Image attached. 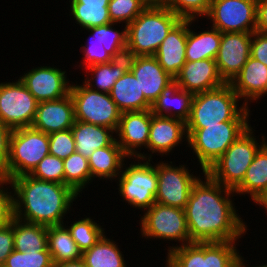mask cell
Listing matches in <instances>:
<instances>
[{
  "mask_svg": "<svg viewBox=\"0 0 267 267\" xmlns=\"http://www.w3.org/2000/svg\"><path fill=\"white\" fill-rule=\"evenodd\" d=\"M193 185L184 207L186 223L193 242L237 241L247 225L237 214L232 197L235 192L214 181L206 172Z\"/></svg>",
  "mask_w": 267,
  "mask_h": 267,
  "instance_id": "cell-1",
  "label": "cell"
},
{
  "mask_svg": "<svg viewBox=\"0 0 267 267\" xmlns=\"http://www.w3.org/2000/svg\"><path fill=\"white\" fill-rule=\"evenodd\" d=\"M14 217L46 227L63 225L73 201L79 196L65 184L42 181L24 174L10 180Z\"/></svg>",
  "mask_w": 267,
  "mask_h": 267,
  "instance_id": "cell-2",
  "label": "cell"
},
{
  "mask_svg": "<svg viewBox=\"0 0 267 267\" xmlns=\"http://www.w3.org/2000/svg\"><path fill=\"white\" fill-rule=\"evenodd\" d=\"M181 19L161 5L147 6L126 26V56H154Z\"/></svg>",
  "mask_w": 267,
  "mask_h": 267,
  "instance_id": "cell-3",
  "label": "cell"
},
{
  "mask_svg": "<svg viewBox=\"0 0 267 267\" xmlns=\"http://www.w3.org/2000/svg\"><path fill=\"white\" fill-rule=\"evenodd\" d=\"M237 93L229 83L194 94L186 125H219L224 121H250V108L240 107Z\"/></svg>",
  "mask_w": 267,
  "mask_h": 267,
  "instance_id": "cell-4",
  "label": "cell"
},
{
  "mask_svg": "<svg viewBox=\"0 0 267 267\" xmlns=\"http://www.w3.org/2000/svg\"><path fill=\"white\" fill-rule=\"evenodd\" d=\"M251 124L224 121L219 125H186L188 142L205 173Z\"/></svg>",
  "mask_w": 267,
  "mask_h": 267,
  "instance_id": "cell-5",
  "label": "cell"
},
{
  "mask_svg": "<svg viewBox=\"0 0 267 267\" xmlns=\"http://www.w3.org/2000/svg\"><path fill=\"white\" fill-rule=\"evenodd\" d=\"M252 129L244 131L206 171L214 181L232 190L242 183L256 153L267 142L262 135L259 144Z\"/></svg>",
  "mask_w": 267,
  "mask_h": 267,
  "instance_id": "cell-6",
  "label": "cell"
},
{
  "mask_svg": "<svg viewBox=\"0 0 267 267\" xmlns=\"http://www.w3.org/2000/svg\"><path fill=\"white\" fill-rule=\"evenodd\" d=\"M49 154V135L30 127L13 129L10 136L6 179L30 174Z\"/></svg>",
  "mask_w": 267,
  "mask_h": 267,
  "instance_id": "cell-7",
  "label": "cell"
},
{
  "mask_svg": "<svg viewBox=\"0 0 267 267\" xmlns=\"http://www.w3.org/2000/svg\"><path fill=\"white\" fill-rule=\"evenodd\" d=\"M132 159L138 160V162L133 164L131 162L129 167H126V164L123 165V170L117 177L118 192L130 206L139 210L142 208L145 211L156 202L155 195L158 184L156 165L150 163L151 159Z\"/></svg>",
  "mask_w": 267,
  "mask_h": 267,
  "instance_id": "cell-8",
  "label": "cell"
},
{
  "mask_svg": "<svg viewBox=\"0 0 267 267\" xmlns=\"http://www.w3.org/2000/svg\"><path fill=\"white\" fill-rule=\"evenodd\" d=\"M70 95L76 120L117 131L121 112L110 94L91 90L83 83V85L71 84Z\"/></svg>",
  "mask_w": 267,
  "mask_h": 267,
  "instance_id": "cell-9",
  "label": "cell"
},
{
  "mask_svg": "<svg viewBox=\"0 0 267 267\" xmlns=\"http://www.w3.org/2000/svg\"><path fill=\"white\" fill-rule=\"evenodd\" d=\"M141 236L181 242L183 246L193 241L190 238L184 209L155 202L140 218Z\"/></svg>",
  "mask_w": 267,
  "mask_h": 267,
  "instance_id": "cell-10",
  "label": "cell"
},
{
  "mask_svg": "<svg viewBox=\"0 0 267 267\" xmlns=\"http://www.w3.org/2000/svg\"><path fill=\"white\" fill-rule=\"evenodd\" d=\"M37 105L20 79L0 83V122L12 130L32 126Z\"/></svg>",
  "mask_w": 267,
  "mask_h": 267,
  "instance_id": "cell-11",
  "label": "cell"
},
{
  "mask_svg": "<svg viewBox=\"0 0 267 267\" xmlns=\"http://www.w3.org/2000/svg\"><path fill=\"white\" fill-rule=\"evenodd\" d=\"M258 0H211L207 19L221 33L256 31Z\"/></svg>",
  "mask_w": 267,
  "mask_h": 267,
  "instance_id": "cell-12",
  "label": "cell"
},
{
  "mask_svg": "<svg viewBox=\"0 0 267 267\" xmlns=\"http://www.w3.org/2000/svg\"><path fill=\"white\" fill-rule=\"evenodd\" d=\"M169 163L156 164L158 184L155 199L157 203L184 209L193 185L200 178L190 174L186 165L174 166ZM190 171V172H189Z\"/></svg>",
  "mask_w": 267,
  "mask_h": 267,
  "instance_id": "cell-13",
  "label": "cell"
},
{
  "mask_svg": "<svg viewBox=\"0 0 267 267\" xmlns=\"http://www.w3.org/2000/svg\"><path fill=\"white\" fill-rule=\"evenodd\" d=\"M150 125L151 109L121 113L116 141L129 158L152 159V154L138 151L147 148Z\"/></svg>",
  "mask_w": 267,
  "mask_h": 267,
  "instance_id": "cell-14",
  "label": "cell"
},
{
  "mask_svg": "<svg viewBox=\"0 0 267 267\" xmlns=\"http://www.w3.org/2000/svg\"><path fill=\"white\" fill-rule=\"evenodd\" d=\"M252 34L245 32L222 33L215 62L225 83H230L249 59Z\"/></svg>",
  "mask_w": 267,
  "mask_h": 267,
  "instance_id": "cell-15",
  "label": "cell"
},
{
  "mask_svg": "<svg viewBox=\"0 0 267 267\" xmlns=\"http://www.w3.org/2000/svg\"><path fill=\"white\" fill-rule=\"evenodd\" d=\"M66 71L50 66L35 67L20 76L29 92L38 103L57 100L70 93L71 83Z\"/></svg>",
  "mask_w": 267,
  "mask_h": 267,
  "instance_id": "cell-16",
  "label": "cell"
},
{
  "mask_svg": "<svg viewBox=\"0 0 267 267\" xmlns=\"http://www.w3.org/2000/svg\"><path fill=\"white\" fill-rule=\"evenodd\" d=\"M129 70L138 80L144 97L152 104L174 78L167 73L154 56L128 57Z\"/></svg>",
  "mask_w": 267,
  "mask_h": 267,
  "instance_id": "cell-17",
  "label": "cell"
},
{
  "mask_svg": "<svg viewBox=\"0 0 267 267\" xmlns=\"http://www.w3.org/2000/svg\"><path fill=\"white\" fill-rule=\"evenodd\" d=\"M188 142L186 123L167 116L154 115L151 112V125L147 149L161 156L169 155L171 151L185 140Z\"/></svg>",
  "mask_w": 267,
  "mask_h": 267,
  "instance_id": "cell-18",
  "label": "cell"
},
{
  "mask_svg": "<svg viewBox=\"0 0 267 267\" xmlns=\"http://www.w3.org/2000/svg\"><path fill=\"white\" fill-rule=\"evenodd\" d=\"M174 80L181 89L197 94L216 89L225 84L215 60L186 61Z\"/></svg>",
  "mask_w": 267,
  "mask_h": 267,
  "instance_id": "cell-19",
  "label": "cell"
},
{
  "mask_svg": "<svg viewBox=\"0 0 267 267\" xmlns=\"http://www.w3.org/2000/svg\"><path fill=\"white\" fill-rule=\"evenodd\" d=\"M75 121L74 104L69 93L57 100L38 103L32 127L49 135L71 129Z\"/></svg>",
  "mask_w": 267,
  "mask_h": 267,
  "instance_id": "cell-20",
  "label": "cell"
},
{
  "mask_svg": "<svg viewBox=\"0 0 267 267\" xmlns=\"http://www.w3.org/2000/svg\"><path fill=\"white\" fill-rule=\"evenodd\" d=\"M188 20H180L159 46L154 57L173 78L186 62Z\"/></svg>",
  "mask_w": 267,
  "mask_h": 267,
  "instance_id": "cell-21",
  "label": "cell"
},
{
  "mask_svg": "<svg viewBox=\"0 0 267 267\" xmlns=\"http://www.w3.org/2000/svg\"><path fill=\"white\" fill-rule=\"evenodd\" d=\"M229 84L241 101L244 100L243 104L249 107L248 103L267 95V66L250 56Z\"/></svg>",
  "mask_w": 267,
  "mask_h": 267,
  "instance_id": "cell-22",
  "label": "cell"
},
{
  "mask_svg": "<svg viewBox=\"0 0 267 267\" xmlns=\"http://www.w3.org/2000/svg\"><path fill=\"white\" fill-rule=\"evenodd\" d=\"M194 94L181 89L173 80L169 83L151 105V112L158 116H167L188 121Z\"/></svg>",
  "mask_w": 267,
  "mask_h": 267,
  "instance_id": "cell-23",
  "label": "cell"
},
{
  "mask_svg": "<svg viewBox=\"0 0 267 267\" xmlns=\"http://www.w3.org/2000/svg\"><path fill=\"white\" fill-rule=\"evenodd\" d=\"M110 97L121 113L151 109V103L140 90L138 80L128 69L113 85Z\"/></svg>",
  "mask_w": 267,
  "mask_h": 267,
  "instance_id": "cell-24",
  "label": "cell"
},
{
  "mask_svg": "<svg viewBox=\"0 0 267 267\" xmlns=\"http://www.w3.org/2000/svg\"><path fill=\"white\" fill-rule=\"evenodd\" d=\"M130 158L123 152L116 139L106 147L96 149L88 158L90 173L93 178L114 180L123 168L125 160Z\"/></svg>",
  "mask_w": 267,
  "mask_h": 267,
  "instance_id": "cell-25",
  "label": "cell"
},
{
  "mask_svg": "<svg viewBox=\"0 0 267 267\" xmlns=\"http://www.w3.org/2000/svg\"><path fill=\"white\" fill-rule=\"evenodd\" d=\"M76 152L87 159L98 148L109 146L115 139L113 129L76 120L71 128Z\"/></svg>",
  "mask_w": 267,
  "mask_h": 267,
  "instance_id": "cell-26",
  "label": "cell"
},
{
  "mask_svg": "<svg viewBox=\"0 0 267 267\" xmlns=\"http://www.w3.org/2000/svg\"><path fill=\"white\" fill-rule=\"evenodd\" d=\"M196 20H188V37L186 43V61H199L203 59L215 60L220 47L222 33L216 28L196 33L191 30V23Z\"/></svg>",
  "mask_w": 267,
  "mask_h": 267,
  "instance_id": "cell-27",
  "label": "cell"
},
{
  "mask_svg": "<svg viewBox=\"0 0 267 267\" xmlns=\"http://www.w3.org/2000/svg\"><path fill=\"white\" fill-rule=\"evenodd\" d=\"M84 69L91 72L92 77L88 78L86 73V79L83 83L91 90L109 94L114 83L129 69V60L128 56H124L120 59H114L110 63L95 64Z\"/></svg>",
  "mask_w": 267,
  "mask_h": 267,
  "instance_id": "cell-28",
  "label": "cell"
},
{
  "mask_svg": "<svg viewBox=\"0 0 267 267\" xmlns=\"http://www.w3.org/2000/svg\"><path fill=\"white\" fill-rule=\"evenodd\" d=\"M14 250L20 252L44 251L48 245L47 227L12 218Z\"/></svg>",
  "mask_w": 267,
  "mask_h": 267,
  "instance_id": "cell-29",
  "label": "cell"
},
{
  "mask_svg": "<svg viewBox=\"0 0 267 267\" xmlns=\"http://www.w3.org/2000/svg\"><path fill=\"white\" fill-rule=\"evenodd\" d=\"M267 187V142L256 153L236 194H249L254 202Z\"/></svg>",
  "mask_w": 267,
  "mask_h": 267,
  "instance_id": "cell-30",
  "label": "cell"
},
{
  "mask_svg": "<svg viewBox=\"0 0 267 267\" xmlns=\"http://www.w3.org/2000/svg\"><path fill=\"white\" fill-rule=\"evenodd\" d=\"M116 241L104 234L91 248L82 252L86 267H127Z\"/></svg>",
  "mask_w": 267,
  "mask_h": 267,
  "instance_id": "cell-31",
  "label": "cell"
},
{
  "mask_svg": "<svg viewBox=\"0 0 267 267\" xmlns=\"http://www.w3.org/2000/svg\"><path fill=\"white\" fill-rule=\"evenodd\" d=\"M47 233V245L53 264L81 259L82 252L64 224L47 227Z\"/></svg>",
  "mask_w": 267,
  "mask_h": 267,
  "instance_id": "cell-32",
  "label": "cell"
},
{
  "mask_svg": "<svg viewBox=\"0 0 267 267\" xmlns=\"http://www.w3.org/2000/svg\"><path fill=\"white\" fill-rule=\"evenodd\" d=\"M64 184L78 195L92 182L89 162L86 157L75 152L63 160Z\"/></svg>",
  "mask_w": 267,
  "mask_h": 267,
  "instance_id": "cell-33",
  "label": "cell"
},
{
  "mask_svg": "<svg viewBox=\"0 0 267 267\" xmlns=\"http://www.w3.org/2000/svg\"><path fill=\"white\" fill-rule=\"evenodd\" d=\"M237 241L204 242V267H237Z\"/></svg>",
  "mask_w": 267,
  "mask_h": 267,
  "instance_id": "cell-34",
  "label": "cell"
},
{
  "mask_svg": "<svg viewBox=\"0 0 267 267\" xmlns=\"http://www.w3.org/2000/svg\"><path fill=\"white\" fill-rule=\"evenodd\" d=\"M114 25L117 23H108L98 27H92L87 31L92 32L94 40L103 44L106 52L114 59H120L126 56V27L124 30H116ZM114 28H113V27Z\"/></svg>",
  "mask_w": 267,
  "mask_h": 267,
  "instance_id": "cell-35",
  "label": "cell"
},
{
  "mask_svg": "<svg viewBox=\"0 0 267 267\" xmlns=\"http://www.w3.org/2000/svg\"><path fill=\"white\" fill-rule=\"evenodd\" d=\"M72 223L69 227L64 226L68 229L81 252L91 248L105 234L104 228H101L102 226L90 217L86 216Z\"/></svg>",
  "mask_w": 267,
  "mask_h": 267,
  "instance_id": "cell-36",
  "label": "cell"
},
{
  "mask_svg": "<svg viewBox=\"0 0 267 267\" xmlns=\"http://www.w3.org/2000/svg\"><path fill=\"white\" fill-rule=\"evenodd\" d=\"M167 253L172 267H204V242L170 246Z\"/></svg>",
  "mask_w": 267,
  "mask_h": 267,
  "instance_id": "cell-37",
  "label": "cell"
},
{
  "mask_svg": "<svg viewBox=\"0 0 267 267\" xmlns=\"http://www.w3.org/2000/svg\"><path fill=\"white\" fill-rule=\"evenodd\" d=\"M70 12L84 30L112 23L108 6H84L82 3H71Z\"/></svg>",
  "mask_w": 267,
  "mask_h": 267,
  "instance_id": "cell-38",
  "label": "cell"
},
{
  "mask_svg": "<svg viewBox=\"0 0 267 267\" xmlns=\"http://www.w3.org/2000/svg\"><path fill=\"white\" fill-rule=\"evenodd\" d=\"M210 3L211 0H160L159 5L170 9L181 20H196L208 15Z\"/></svg>",
  "mask_w": 267,
  "mask_h": 267,
  "instance_id": "cell-39",
  "label": "cell"
},
{
  "mask_svg": "<svg viewBox=\"0 0 267 267\" xmlns=\"http://www.w3.org/2000/svg\"><path fill=\"white\" fill-rule=\"evenodd\" d=\"M147 6L141 0H110L109 17L112 23L130 24Z\"/></svg>",
  "mask_w": 267,
  "mask_h": 267,
  "instance_id": "cell-40",
  "label": "cell"
},
{
  "mask_svg": "<svg viewBox=\"0 0 267 267\" xmlns=\"http://www.w3.org/2000/svg\"><path fill=\"white\" fill-rule=\"evenodd\" d=\"M48 247L44 251L20 252L14 250L6 259L3 267H53Z\"/></svg>",
  "mask_w": 267,
  "mask_h": 267,
  "instance_id": "cell-41",
  "label": "cell"
},
{
  "mask_svg": "<svg viewBox=\"0 0 267 267\" xmlns=\"http://www.w3.org/2000/svg\"><path fill=\"white\" fill-rule=\"evenodd\" d=\"M29 175L38 180L64 184L63 159L48 154Z\"/></svg>",
  "mask_w": 267,
  "mask_h": 267,
  "instance_id": "cell-42",
  "label": "cell"
},
{
  "mask_svg": "<svg viewBox=\"0 0 267 267\" xmlns=\"http://www.w3.org/2000/svg\"><path fill=\"white\" fill-rule=\"evenodd\" d=\"M75 152V140L71 129L49 134V154L64 160Z\"/></svg>",
  "mask_w": 267,
  "mask_h": 267,
  "instance_id": "cell-43",
  "label": "cell"
},
{
  "mask_svg": "<svg viewBox=\"0 0 267 267\" xmlns=\"http://www.w3.org/2000/svg\"><path fill=\"white\" fill-rule=\"evenodd\" d=\"M88 40V45L82 46L81 52L84 54V62L82 67L87 68L95 64L110 63L114 58L108 54L102 43L94 40L93 35ZM85 65V66H84Z\"/></svg>",
  "mask_w": 267,
  "mask_h": 267,
  "instance_id": "cell-44",
  "label": "cell"
},
{
  "mask_svg": "<svg viewBox=\"0 0 267 267\" xmlns=\"http://www.w3.org/2000/svg\"><path fill=\"white\" fill-rule=\"evenodd\" d=\"M4 184L11 185V182L6 178L0 181V227L9 224L14 217L13 191Z\"/></svg>",
  "mask_w": 267,
  "mask_h": 267,
  "instance_id": "cell-45",
  "label": "cell"
},
{
  "mask_svg": "<svg viewBox=\"0 0 267 267\" xmlns=\"http://www.w3.org/2000/svg\"><path fill=\"white\" fill-rule=\"evenodd\" d=\"M14 251V234L12 220L9 224L0 227V266H2L7 257Z\"/></svg>",
  "mask_w": 267,
  "mask_h": 267,
  "instance_id": "cell-46",
  "label": "cell"
},
{
  "mask_svg": "<svg viewBox=\"0 0 267 267\" xmlns=\"http://www.w3.org/2000/svg\"><path fill=\"white\" fill-rule=\"evenodd\" d=\"M250 56L267 66V34L253 32Z\"/></svg>",
  "mask_w": 267,
  "mask_h": 267,
  "instance_id": "cell-47",
  "label": "cell"
},
{
  "mask_svg": "<svg viewBox=\"0 0 267 267\" xmlns=\"http://www.w3.org/2000/svg\"><path fill=\"white\" fill-rule=\"evenodd\" d=\"M12 129L0 122V173L6 178Z\"/></svg>",
  "mask_w": 267,
  "mask_h": 267,
  "instance_id": "cell-48",
  "label": "cell"
},
{
  "mask_svg": "<svg viewBox=\"0 0 267 267\" xmlns=\"http://www.w3.org/2000/svg\"><path fill=\"white\" fill-rule=\"evenodd\" d=\"M256 31L267 34V0H258Z\"/></svg>",
  "mask_w": 267,
  "mask_h": 267,
  "instance_id": "cell-49",
  "label": "cell"
},
{
  "mask_svg": "<svg viewBox=\"0 0 267 267\" xmlns=\"http://www.w3.org/2000/svg\"><path fill=\"white\" fill-rule=\"evenodd\" d=\"M110 0H71L70 3H82L84 6H108Z\"/></svg>",
  "mask_w": 267,
  "mask_h": 267,
  "instance_id": "cell-50",
  "label": "cell"
},
{
  "mask_svg": "<svg viewBox=\"0 0 267 267\" xmlns=\"http://www.w3.org/2000/svg\"><path fill=\"white\" fill-rule=\"evenodd\" d=\"M53 267H86L82 259L75 261H64L57 264H54Z\"/></svg>",
  "mask_w": 267,
  "mask_h": 267,
  "instance_id": "cell-51",
  "label": "cell"
},
{
  "mask_svg": "<svg viewBox=\"0 0 267 267\" xmlns=\"http://www.w3.org/2000/svg\"><path fill=\"white\" fill-rule=\"evenodd\" d=\"M256 205L262 206L267 213V187L265 190L261 193V195L254 201Z\"/></svg>",
  "mask_w": 267,
  "mask_h": 267,
  "instance_id": "cell-52",
  "label": "cell"
},
{
  "mask_svg": "<svg viewBox=\"0 0 267 267\" xmlns=\"http://www.w3.org/2000/svg\"><path fill=\"white\" fill-rule=\"evenodd\" d=\"M244 261H245V260H244V257L242 258V256L239 255V258H238V260H237V267H246ZM248 267H249V265H248ZM252 267H253V266H252ZM254 267H267V263H266V265L263 264V265L254 266Z\"/></svg>",
  "mask_w": 267,
  "mask_h": 267,
  "instance_id": "cell-53",
  "label": "cell"
},
{
  "mask_svg": "<svg viewBox=\"0 0 267 267\" xmlns=\"http://www.w3.org/2000/svg\"><path fill=\"white\" fill-rule=\"evenodd\" d=\"M146 6H157L160 0H141Z\"/></svg>",
  "mask_w": 267,
  "mask_h": 267,
  "instance_id": "cell-54",
  "label": "cell"
},
{
  "mask_svg": "<svg viewBox=\"0 0 267 267\" xmlns=\"http://www.w3.org/2000/svg\"><path fill=\"white\" fill-rule=\"evenodd\" d=\"M166 263H165V267H172V265L170 264V262L168 261V259L166 258V261H165Z\"/></svg>",
  "mask_w": 267,
  "mask_h": 267,
  "instance_id": "cell-55",
  "label": "cell"
},
{
  "mask_svg": "<svg viewBox=\"0 0 267 267\" xmlns=\"http://www.w3.org/2000/svg\"><path fill=\"white\" fill-rule=\"evenodd\" d=\"M3 178H4L3 175L0 173V181H1Z\"/></svg>",
  "mask_w": 267,
  "mask_h": 267,
  "instance_id": "cell-56",
  "label": "cell"
}]
</instances>
